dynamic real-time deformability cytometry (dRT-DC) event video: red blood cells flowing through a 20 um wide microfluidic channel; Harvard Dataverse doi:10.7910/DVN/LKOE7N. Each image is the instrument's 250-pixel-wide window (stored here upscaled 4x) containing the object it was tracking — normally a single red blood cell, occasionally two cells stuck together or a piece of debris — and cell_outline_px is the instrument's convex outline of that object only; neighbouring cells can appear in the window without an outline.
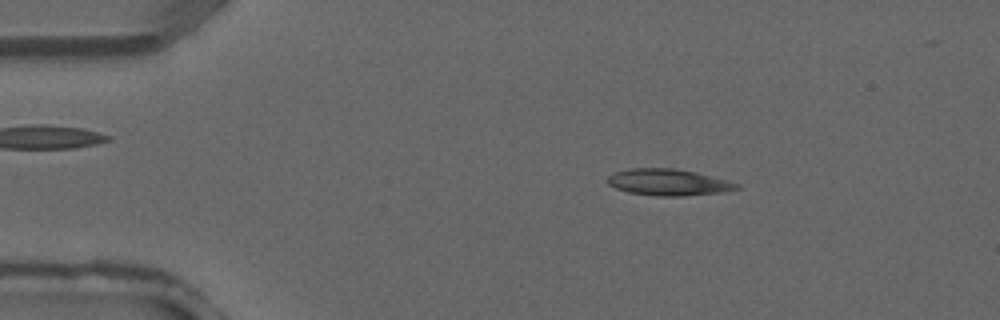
{"species": "common noctule bat (a hibernating species)", "species_latin": "Nyctalus noctula", "temperature_condition": "warm", "stored_images_in_passage": 3, "camera_frame_rate_fps": 3000, "um_per_image_px": 0.085, "animal": {"sex": "male", "forearm_length_mm": 52.5}, "frame": {"image": 1, "passage_image": 1, "time_ms": 0.0, "image_size_px": [1000, 320], "cell_outline_px": [[740, 188], [724, 192], [680, 196], [656, 196], [628, 192], [616, 188], [608, 184], [604, 180], [608, 176], [616, 172], [632, 168], [672, 168], [696, 172], [728, 180], [740, 184]], "centroid_in_image_um": [56.81, 15.49], "position_along_channel_um": 28.2, "area_um2": 20.0}}